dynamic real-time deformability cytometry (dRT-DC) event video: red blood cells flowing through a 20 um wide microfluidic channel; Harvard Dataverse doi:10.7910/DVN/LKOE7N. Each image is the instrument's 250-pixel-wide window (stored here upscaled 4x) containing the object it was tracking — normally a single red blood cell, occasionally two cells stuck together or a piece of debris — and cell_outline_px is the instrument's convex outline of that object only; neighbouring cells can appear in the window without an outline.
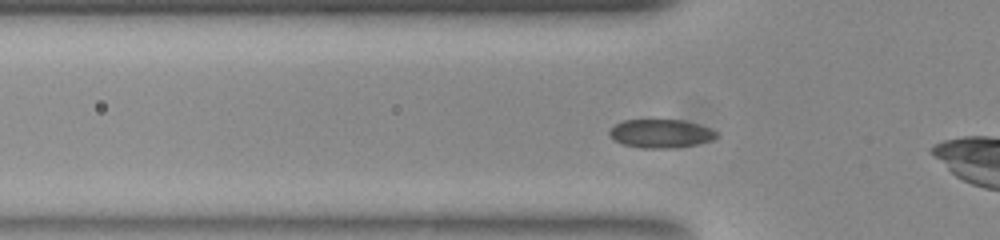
{"species": "common noctule bat (a hibernating species)", "species_latin": "Nyctalus noctula", "temperature_condition": "room temperature", "stored_images_in_passage": 45, "camera_frame_rate_fps": 3000, "um_per_image_px": 0.085, "animal": {"sex": "female", "body_mass_g": 23.0, "forearm_length_mm": 53.4}, "frame": {"image": 1, "passage_image": 7, "time_ms": 2.0, "image_size_px": [1000, 240], "cell_outline_px": [[716, 136], [712, 140], [696, 144], [672, 148], [640, 148], [624, 144], [616, 140], [608, 132], [616, 124], [624, 120], [684, 120], [700, 124], [716, 132]], "centroid_in_image_um": [56.18, 11.35], "position_along_channel_um": 69.6, "area_um2": 17.51}}
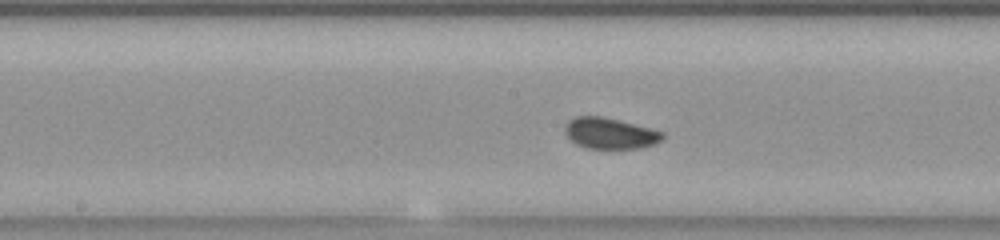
{"frame": {"image": 2, "passage_image": 17, "time_ms": 5.333, "image_size_px": [1000, 240], "cell_outline_px": [[664, 136], [660, 140], [652, 144], [640, 148], [588, 148], [576, 144], [564, 132], [564, 128], [568, 120], [576, 116], [600, 116], [620, 120], [664, 132]], "centroid_in_image_um": [51.82, 11.32], "position_along_channel_um": 196.4, "area_um2": 17.46}}
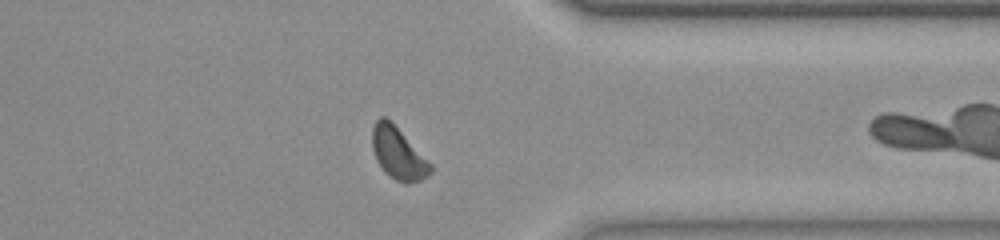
{"frame": {"image": 3, "passage_image": 32, "time_ms": 10.333, "image_size_px": [1000, 240], "cell_outline_px": [[432, 172], [428, 176], [420, 180], [404, 184], [396, 180], [376, 160], [372, 148], [372, 128], [376, 120], [380, 116], [384, 116], [392, 120], [432, 164]], "centroid_in_image_um": [33.86, 12.98], "position_along_channel_um": 377.5, "area_um2": 17.69}, "authors_computed_cell_mechanics": {"area_um2": 17.2822, "velocity_mm_per_s": 3.7833, "shape_relaxation_time_tau1_ms": 2.6317, "shape_relaxation_time_tau2_ms": null, "deformation_change_tau1": 0.0363, "deformation_change_tau2": null}}